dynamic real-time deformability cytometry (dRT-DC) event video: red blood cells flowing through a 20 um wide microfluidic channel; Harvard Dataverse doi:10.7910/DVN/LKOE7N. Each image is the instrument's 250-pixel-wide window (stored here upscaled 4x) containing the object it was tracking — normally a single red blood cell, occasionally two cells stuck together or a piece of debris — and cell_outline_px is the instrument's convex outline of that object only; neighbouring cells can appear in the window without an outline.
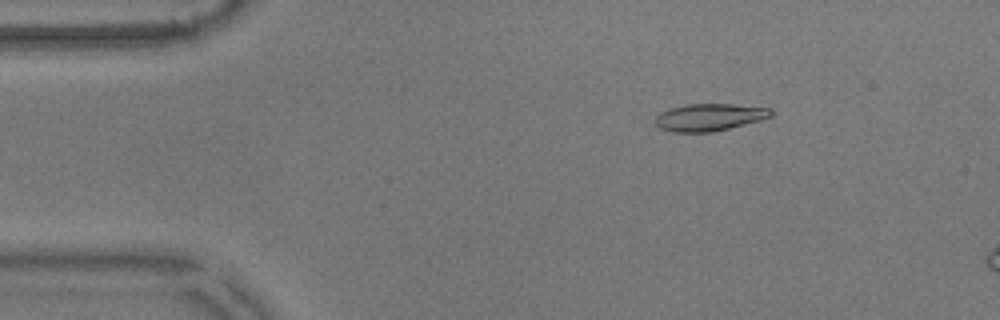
{"species": "common noctule bat (a hibernating species)", "species_latin": "Nyctalus noctula", "temperature_condition": "warm", "stored_images_in_passage": 14, "camera_frame_rate_fps": 3000, "um_per_image_px": 0.085, "animal": {"sex": "male", "body_mass_g": 17.9}, "frame": {"image": 1, "passage_image": 8, "time_ms": 2.333, "image_size_px": [1000, 320], "cell_outline_px": [[772, 116], [760, 120], [712, 132], [676, 132], [660, 128], [656, 124], [656, 116], [660, 112], [672, 108], [688, 104], [732, 104], [772, 108]], "centroid_in_image_um": [60.31, 9.96], "position_along_channel_um": 24.7, "area_um2": 18.15}}